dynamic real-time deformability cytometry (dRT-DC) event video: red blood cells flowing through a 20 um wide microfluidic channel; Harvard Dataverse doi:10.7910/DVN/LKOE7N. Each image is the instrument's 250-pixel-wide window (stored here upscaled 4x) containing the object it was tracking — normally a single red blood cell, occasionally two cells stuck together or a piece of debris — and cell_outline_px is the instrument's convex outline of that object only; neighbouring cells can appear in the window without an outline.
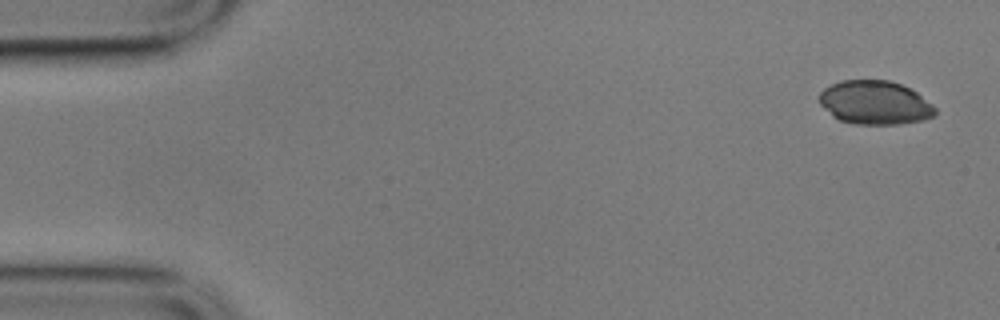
{"species": "common noctule bat (a hibernating species)", "species_latin": "Nyctalus noctula", "temperature_condition": "cold", "stored_images_in_passage": 13, "camera_frame_rate_fps": 3000, "um_per_image_px": 0.085, "animal": {"sex": "male", "body_mass_g": 17.9}, "frame": {"image": 1, "passage_image": 1, "time_ms": 0.0, "image_size_px": [1000, 320], "cell_outline_px": [[936, 112], [932, 116], [924, 120], [900, 124], [852, 124], [840, 120], [832, 116], [820, 104], [820, 92], [824, 88], [840, 80], [888, 80], [900, 84], [916, 92], [932, 104], [936, 108]], "centroid_in_image_um": [74.36, 8.73], "position_along_channel_um": 10.6, "area_um2": 29.48}}